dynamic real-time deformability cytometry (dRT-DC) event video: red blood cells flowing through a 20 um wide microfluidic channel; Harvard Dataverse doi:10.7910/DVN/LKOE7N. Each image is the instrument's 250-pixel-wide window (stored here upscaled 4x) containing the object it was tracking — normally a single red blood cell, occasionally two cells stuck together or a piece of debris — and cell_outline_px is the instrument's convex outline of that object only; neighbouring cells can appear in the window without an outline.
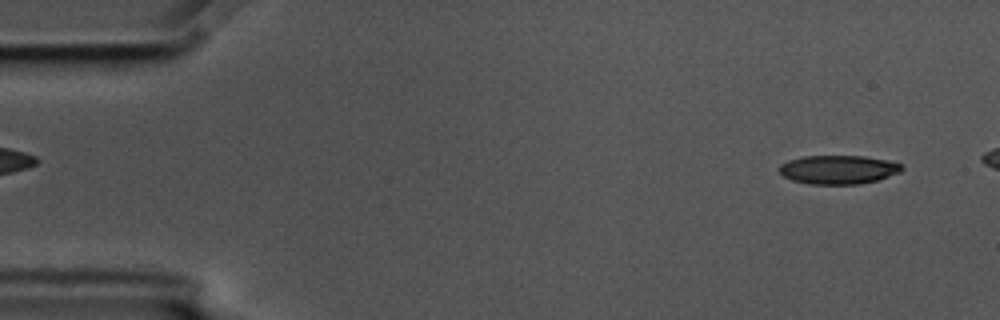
{"species": "common noctule bat (a hibernating species)", "species_latin": "Nyctalus noctula", "temperature_condition": "cold", "stored_images_in_passage": 50, "camera_frame_rate_fps": 3000, "um_per_image_px": 0.085, "animal": {"sex": "male", "body_mass_g": 17.5, "forearm_length_mm": 52.3}, "frame": {"image": 1, "passage_image": 3, "time_ms": 0.667, "image_size_px": [1000, 320], "cell_outline_px": [[904, 168], [900, 172], [876, 180], [860, 184], [808, 184], [792, 180], [784, 176], [780, 172], [780, 164], [788, 160], [804, 156], [864, 156], [888, 160], [900, 164]], "centroid_in_image_um": [71.25, 14.41], "position_along_channel_um": 13.8, "area_um2": 20.46}}
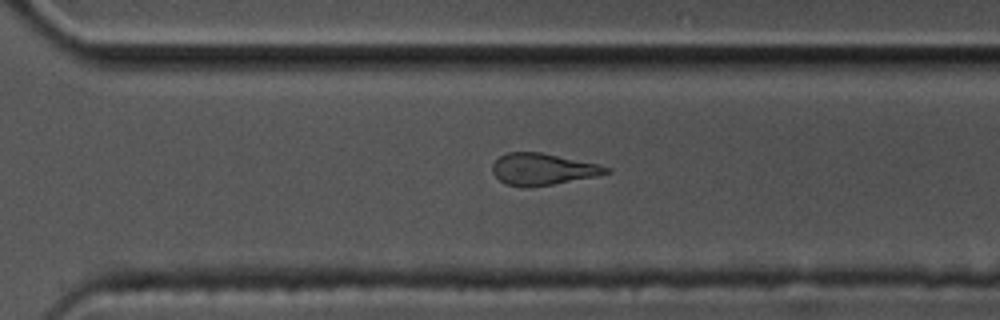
{"frame": {"image": 2, "passage_image": 38, "time_ms": 12.333, "image_size_px": [1000, 320], "cell_outline_px": [[612, 172], [596, 176], [552, 184], [528, 188], [524, 188], [508, 184], [500, 180], [492, 172], [492, 164], [500, 156], [508, 152], [540, 152], [600, 164], [612, 168]], "centroid_in_image_um": [46.16, 14.38], "position_along_channel_um": 324.4, "area_um2": 21.04}}
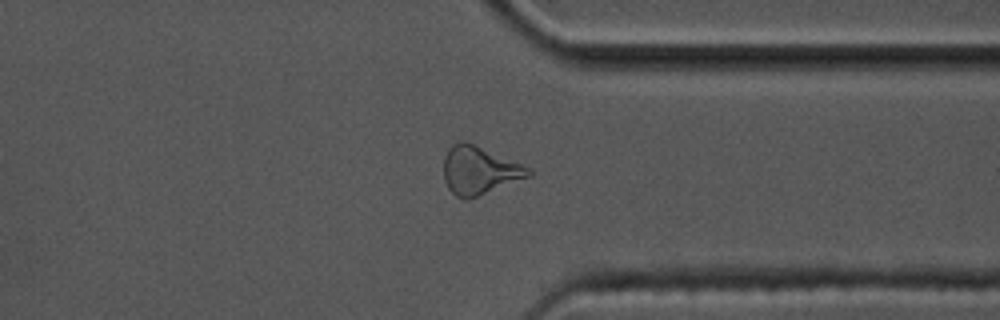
{"frame": {"image": 3, "passage_image": 42, "time_ms": 13.667, "image_size_px": [1000, 320], "cell_outline_px": [[532, 176], [468, 200], [464, 200], [456, 196], [448, 188], [444, 180], [444, 156], [448, 148], [452, 144], [460, 140], [464, 140], [532, 168]], "centroid_in_image_um": [40.75, 14.49], "position_along_channel_um": 370.7, "area_um2": 24.04}, "authors_computed_cell_mechanics": {"area_um2": 21.5016, "velocity_mm_per_s": 3.5841, "shape_relaxation_time_tau1_ms": 8.6498, "shape_relaxation_time_tau2_ms": 3.945, "deformation_change_tau1": 0.2192, "deformation_change_tau2": 0.1454}}